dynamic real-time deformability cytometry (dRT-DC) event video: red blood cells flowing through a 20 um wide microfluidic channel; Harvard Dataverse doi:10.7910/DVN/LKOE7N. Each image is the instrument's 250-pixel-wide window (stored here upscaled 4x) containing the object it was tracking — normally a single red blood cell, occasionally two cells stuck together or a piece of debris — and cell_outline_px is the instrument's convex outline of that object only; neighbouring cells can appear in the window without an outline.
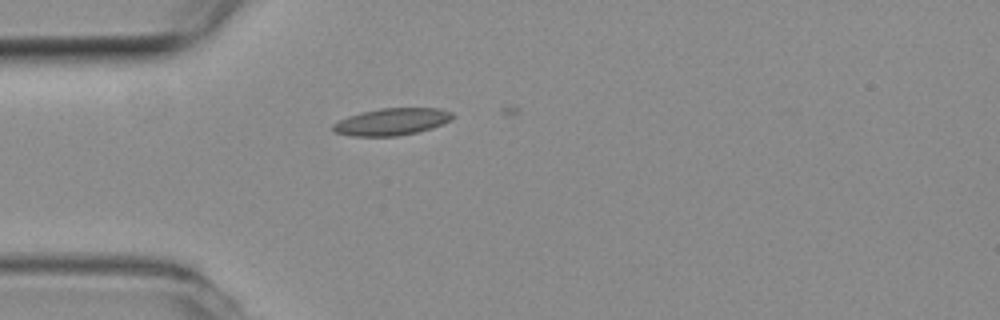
{"species": "common noctule bat (a hibernating species)", "species_latin": "Nyctalus noctula", "temperature_condition": "room temperature", "stored_images_in_passage": 5, "camera_frame_rate_fps": 3000, "um_per_image_px": 0.085, "animal": {"sex": "female", "body_mass_g": 19.3, "forearm_length_mm": 54.1}, "frame": {"image": 1, "passage_image": 1, "time_ms": 0.0, "image_size_px": [1000, 320], "cell_outline_px": [[452, 120], [432, 128], [416, 132], [396, 136], [352, 136], [336, 132], [332, 128], [332, 124], [348, 116], [360, 112], [380, 108], [440, 108], [452, 112]], "centroid_in_image_um": [33.3, 10.34], "position_along_channel_um": 51.7, "area_um2": 18.79}}